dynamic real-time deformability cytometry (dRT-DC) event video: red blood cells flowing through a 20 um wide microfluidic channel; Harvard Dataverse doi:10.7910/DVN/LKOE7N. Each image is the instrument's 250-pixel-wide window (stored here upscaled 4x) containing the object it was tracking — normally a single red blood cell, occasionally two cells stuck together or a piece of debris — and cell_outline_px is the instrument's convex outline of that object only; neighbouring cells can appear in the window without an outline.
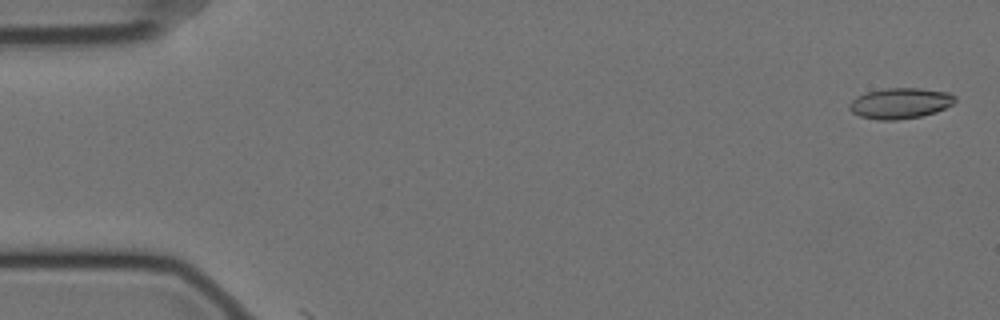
{"species": "Egyptian fruit bat (a non-hibernating species)", "species_latin": "Rousettus aegyptiacus", "temperature_condition": "cold", "stored_images_in_passage": 2, "camera_frame_rate_fps": 3000, "um_per_image_px": 0.085, "animal": {"sex": "female"}, "frame": {"image": 1, "passage_image": 1, "time_ms": 0.0, "image_size_px": [1000, 320], "cell_outline_px": [[956, 100], [952, 104], [936, 112], [920, 116], [896, 120], [876, 120], [860, 116], [852, 112], [848, 108], [848, 104], [856, 96], [868, 92], [884, 88], [920, 88], [948, 92], [956, 96]], "centroid_in_image_um": [76.5, 8.77], "position_along_channel_um": 8.5, "area_um2": 18.96}}